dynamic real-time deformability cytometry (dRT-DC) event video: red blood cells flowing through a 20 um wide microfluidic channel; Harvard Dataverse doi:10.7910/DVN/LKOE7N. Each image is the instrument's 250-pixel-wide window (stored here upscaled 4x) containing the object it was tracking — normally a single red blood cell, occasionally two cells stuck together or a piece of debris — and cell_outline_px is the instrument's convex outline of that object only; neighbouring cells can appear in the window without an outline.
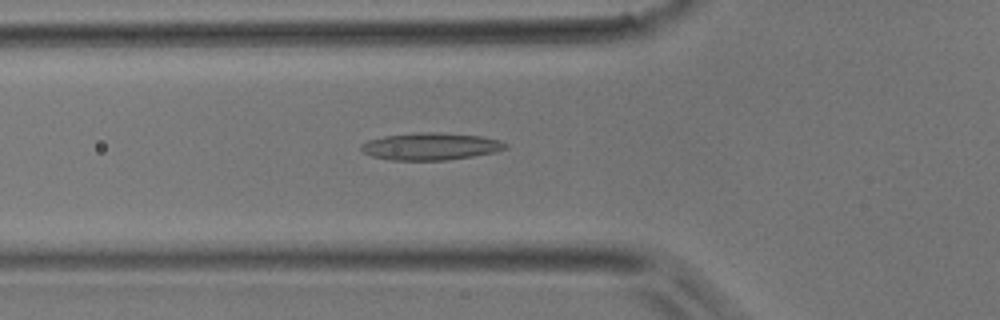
{"species": "common noctule bat (a hibernating species)", "species_latin": "Nyctalus noctula", "temperature_condition": "room temperature", "stored_images_in_passage": 43, "camera_frame_rate_fps": 3000, "um_per_image_px": 0.085, "animal": {"sex": "male", "body_mass_g": 17.9}, "frame": {"image": 1, "passage_image": 14, "time_ms": 4.333, "image_size_px": [1000, 320], "cell_outline_px": [[508, 148], [496, 152], [448, 160], [392, 160], [372, 156], [360, 152], [360, 144], [368, 140], [384, 136], [416, 132], [432, 132], [480, 136], [500, 140], [508, 144]], "centroid_in_image_um": [36.58, 12.44], "position_along_channel_um": 89.2, "area_um2": 23.0}}
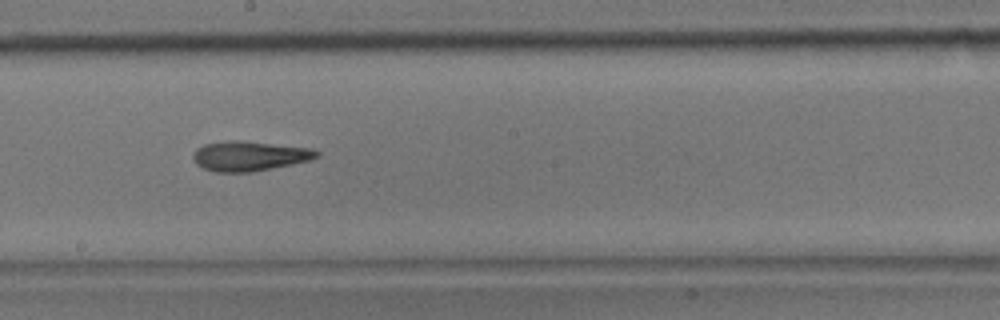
{"frame": {"image": 2, "passage_image": 23, "time_ms": 7.333, "image_size_px": [1000, 320], "cell_outline_px": [[320, 156], [308, 160], [292, 164], [252, 172], [216, 172], [204, 168], [196, 164], [192, 156], [196, 148], [204, 144], [236, 140], [312, 148], [320, 152]], "centroid_in_image_um": [21.2, 13.26], "position_along_channel_um": 227.0, "area_um2": 21.27}}
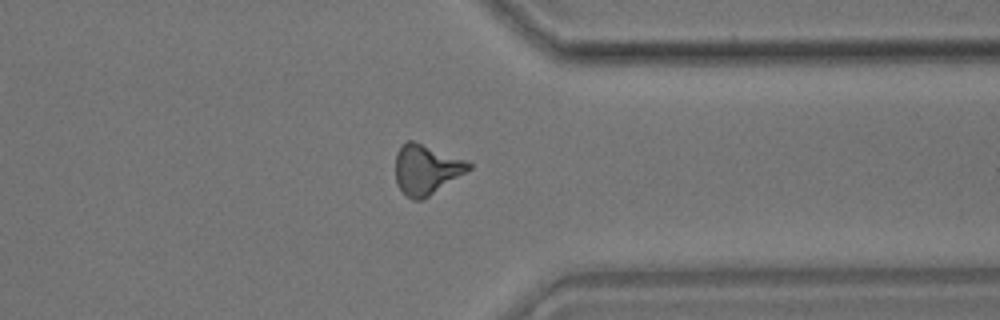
{"frame": {"image": 3, "passage_image": 33, "time_ms": 10.667, "image_size_px": [1000, 320], "cell_outline_px": [[472, 168], [428, 196], [420, 200], [412, 200], [396, 184], [396, 152], [400, 144], [408, 140], [412, 140], [468, 160], [472, 164]], "centroid_in_image_um": [36.22, 14.37], "position_along_channel_um": 375.2, "area_um2": 21.15}}